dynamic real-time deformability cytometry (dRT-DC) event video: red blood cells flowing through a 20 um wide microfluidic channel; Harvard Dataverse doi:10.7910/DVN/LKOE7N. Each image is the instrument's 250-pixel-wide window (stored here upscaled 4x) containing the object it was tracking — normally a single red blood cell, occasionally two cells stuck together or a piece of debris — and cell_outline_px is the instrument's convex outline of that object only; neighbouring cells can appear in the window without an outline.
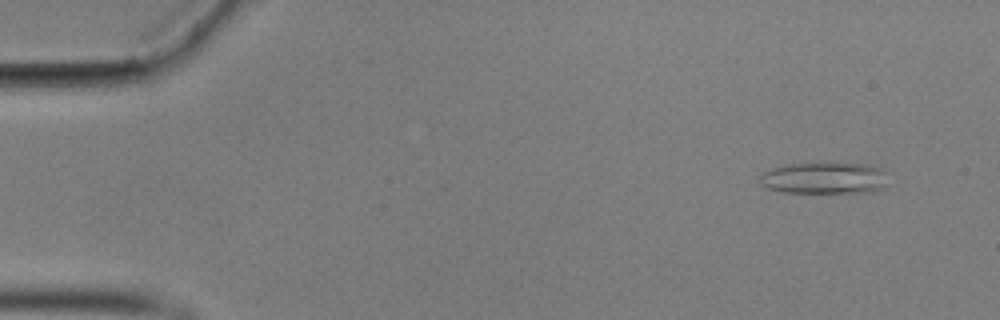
{"species": "common noctule bat (a hibernating species)", "species_latin": "Nyctalus noctula", "temperature_condition": "cold", "stored_images_in_passage": 57, "camera_frame_rate_fps": 3000, "um_per_image_px": 0.085, "animal": {"sex": "male", "body_mass_g": 17.9}, "frame": {"image": 1, "passage_image": 5, "time_ms": 1.333, "image_size_px": [1000, 320], "cell_outline_px": [[884, 188], [872, 192], [784, 192], [768, 188], [760, 184], [760, 176], [764, 172], [772, 168], [792, 164], [864, 164], [880, 168], [884, 184]], "centroid_in_image_um": [70.01, 15.15], "position_along_channel_um": 15.0, "area_um2": 22.83}}
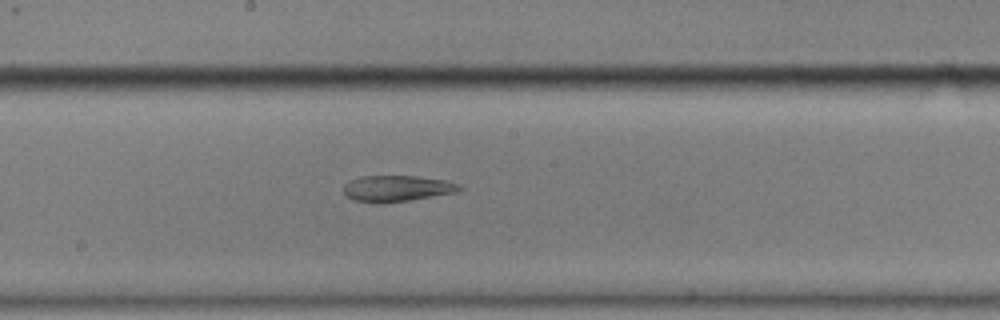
{"frame": {"image": 2, "passage_image": 31, "time_ms": 10.0, "image_size_px": [1000, 320], "cell_outline_px": [[464, 188], [456, 192], [384, 204], [376, 204], [352, 200], [344, 192], [344, 184], [348, 180], [360, 176], [416, 176], [444, 180], [460, 184]], "centroid_in_image_um": [33.69, 16.02], "position_along_channel_um": 214.5, "area_um2": 17.8}}
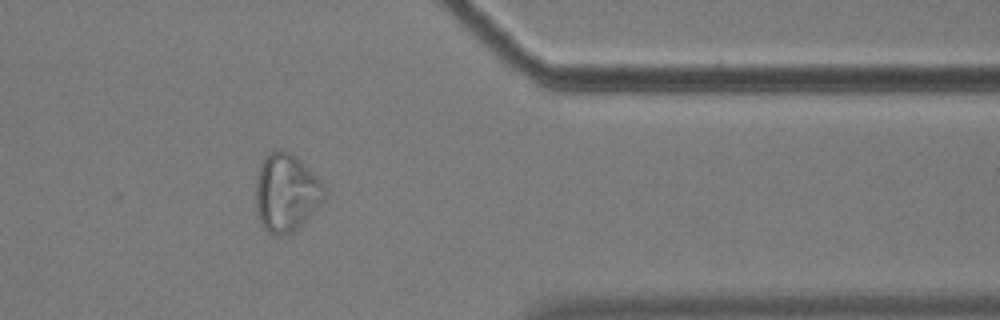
{"frame": {"image": 3, "passage_image": 47, "time_ms": 15.333, "image_size_px": [1000, 320], "cell_outline_px": [[328, 192], [304, 220], [292, 232], [280, 236], [272, 236], [264, 228], [260, 220], [256, 208], [256, 176], [260, 164], [264, 156], [268, 152], [276, 148], [292, 152], [320, 180]], "centroid_in_image_um": [24.28, 16.33], "position_along_channel_um": 387.1, "area_um2": 30.98}, "authors_computed_cell_mechanics": {"area_um2": 21.386, "velocity_mm_per_s": 3.5173, "shape_relaxation_time_tau1_ms": null, "shape_relaxation_time_tau2_ms": 2.8025, "deformation_change_tau1": null, "deformation_change_tau2": 0.0888}}